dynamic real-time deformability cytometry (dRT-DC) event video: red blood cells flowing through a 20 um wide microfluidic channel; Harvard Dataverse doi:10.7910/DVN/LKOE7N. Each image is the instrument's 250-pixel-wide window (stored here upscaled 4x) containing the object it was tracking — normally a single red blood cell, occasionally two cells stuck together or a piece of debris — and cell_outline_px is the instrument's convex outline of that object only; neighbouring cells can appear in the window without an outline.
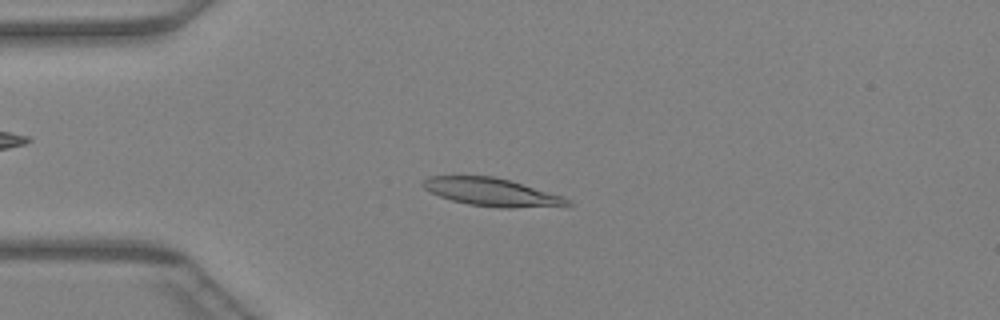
{"species": "Egyptian fruit bat (a non-hibernating species)", "species_latin": "Rousettus aegyptiacus", "temperature_condition": "warm", "stored_images_in_passage": 39, "camera_frame_rate_fps": 3000, "um_per_image_px": 0.085, "animal": {"sex": "female"}, "frame": {"image": 1, "passage_image": 4, "time_ms": 1.0, "image_size_px": [1000, 320], "cell_outline_px": [[572, 204], [512, 208], [504, 208], [468, 204], [452, 200], [440, 196], [424, 188], [420, 184], [420, 180], [428, 176], [492, 176], [508, 180], [564, 196], [572, 200]], "centroid_in_image_um": [41.75, 16.32], "position_along_channel_um": 43.3, "area_um2": 23.24}}
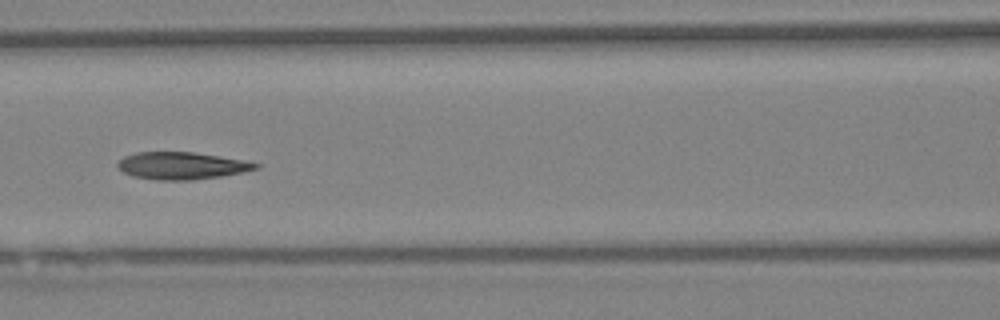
{"frame": {"image": 2, "passage_image": 13, "time_ms": 4.0, "image_size_px": [1000, 320], "cell_outline_px": [[260, 168], [244, 172], [220, 176], [192, 180], [156, 180], [132, 176], [124, 172], [116, 164], [124, 156], [136, 152], [192, 152], [220, 156], [244, 160], [260, 164]], "centroid_in_image_um": [15.46, 14.08], "position_along_channel_um": 151.1, "area_um2": 21.91}}
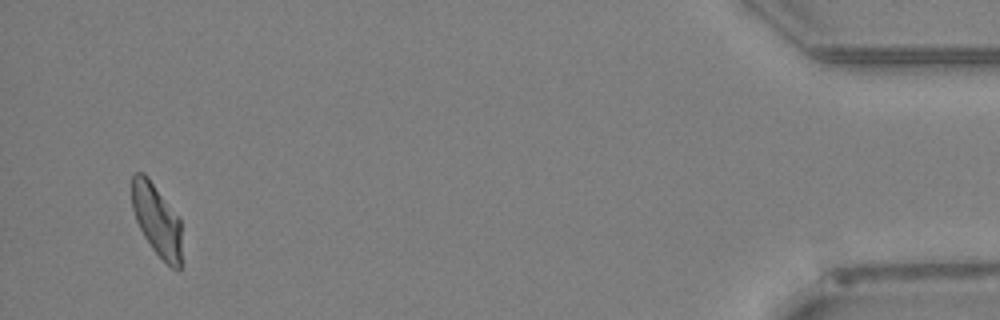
{"frame": {"image": 3, "passage_image": 37, "time_ms": 12.0, "image_size_px": [1000, 320], "cell_outline_px": [[180, 272], [172, 268], [152, 248], [144, 236], [136, 220], [132, 208], [132, 176], [136, 172], [144, 172], [148, 176], [180, 216]], "centroid_in_image_um": [13.32, 18.65], "position_along_channel_um": 421.9, "area_um2": 20.92}}